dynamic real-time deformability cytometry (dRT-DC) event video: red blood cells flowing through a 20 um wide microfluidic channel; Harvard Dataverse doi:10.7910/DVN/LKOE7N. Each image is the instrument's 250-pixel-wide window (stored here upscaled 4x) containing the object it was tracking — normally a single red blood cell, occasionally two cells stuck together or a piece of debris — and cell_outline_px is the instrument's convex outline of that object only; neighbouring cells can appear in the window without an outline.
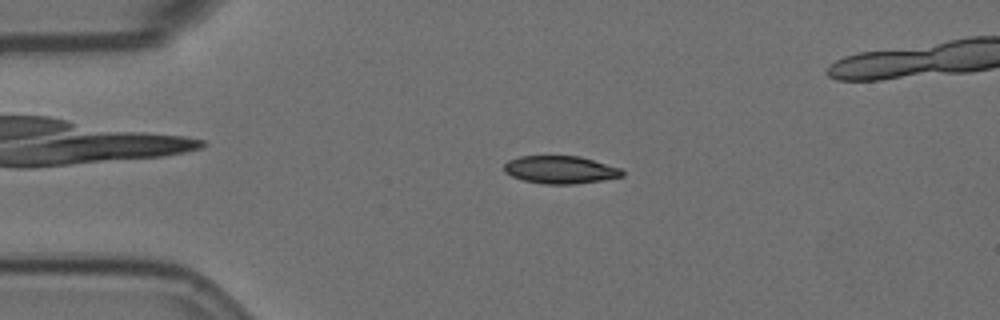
{"species": "Egyptian fruit bat (a non-hibernating species)", "species_latin": "Rousettus aegyptiacus", "temperature_condition": "room temperature", "stored_images_in_passage": 53, "camera_frame_rate_fps": 3000, "um_per_image_px": 0.085, "animal": {"sex": "female"}, "frame": {"image": 1, "passage_image": 12, "time_ms": 3.667, "image_size_px": [1000, 320], "cell_outline_px": [[624, 176], [600, 180], [572, 184], [544, 184], [524, 180], [512, 176], [504, 172], [504, 164], [508, 160], [520, 156], [580, 156], [620, 168], [624, 172]], "centroid_in_image_um": [47.61, 14.42], "position_along_channel_um": 37.4, "area_um2": 18.96}}
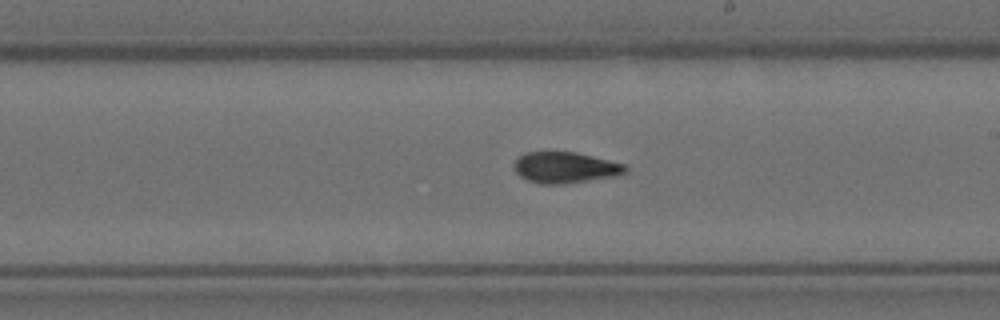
{"frame": {"image": 2, "passage_image": 32, "time_ms": 10.333, "image_size_px": [1000, 320], "cell_outline_px": [[628, 172], [620, 176], [564, 184], [540, 184], [528, 180], [520, 176], [512, 168], [512, 164], [524, 152], [576, 152], [624, 164], [628, 168]], "centroid_in_image_um": [48.05, 14.25], "position_along_channel_um": 240.9, "area_um2": 20.4}}
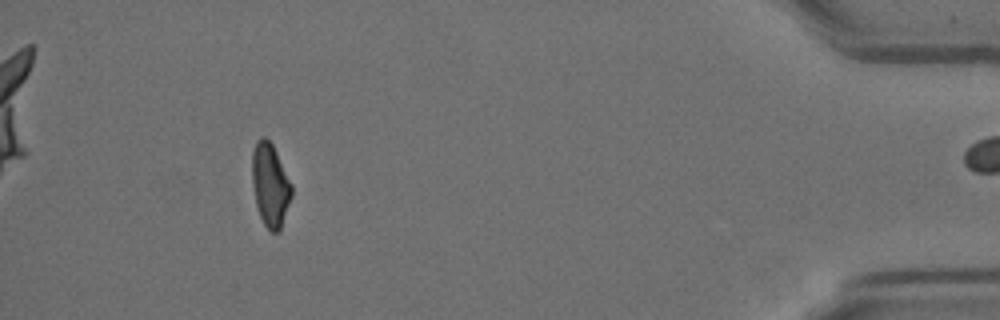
{"frame": {"image": 3, "passage_image": 52, "time_ms": 17.0, "image_size_px": [1000, 320], "cell_outline_px": [[292, 196], [280, 228], [276, 232], [272, 232], [264, 224], [260, 216], [256, 204], [252, 184], [252, 152], [256, 140], [260, 136], [264, 136], [272, 144], [292, 184]], "centroid_in_image_um": [22.95, 15.68], "position_along_channel_um": 412.2, "area_um2": 19.02}}